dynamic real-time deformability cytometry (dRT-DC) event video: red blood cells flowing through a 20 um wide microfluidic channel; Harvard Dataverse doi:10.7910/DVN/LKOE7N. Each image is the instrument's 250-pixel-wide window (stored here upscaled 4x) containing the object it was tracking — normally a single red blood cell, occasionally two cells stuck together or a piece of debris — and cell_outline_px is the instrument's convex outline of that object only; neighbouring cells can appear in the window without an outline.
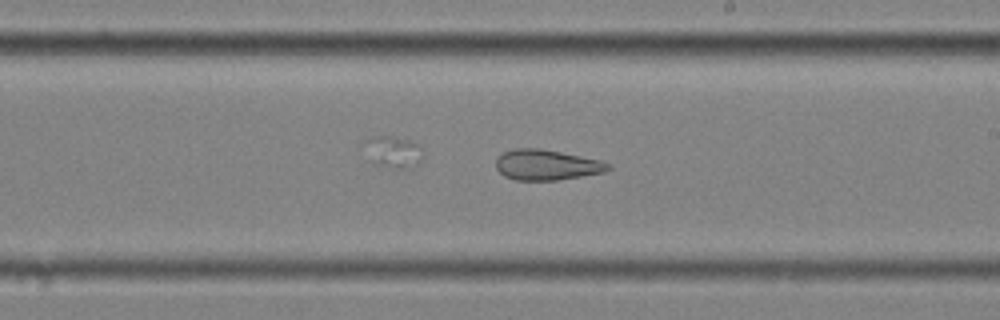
{"species": "common noctule bat (a hibernating species)", "species_latin": "Nyctalus noctula", "temperature_condition": "cold", "stored_images_in_passage": 19, "camera_frame_rate_fps": 3000, "um_per_image_px": 0.085, "animal": {"sex": "female", "body_mass_g": 25.1}, "frame": {"image": 1, "passage_image": 19, "time_ms": 6.0, "image_size_px": [1000, 320], "cell_outline_px": [[612, 168], [604, 172], [556, 180], [516, 180], [504, 176], [496, 168], [496, 160], [504, 152], [516, 148], [540, 148], [600, 160], [608, 164]], "centroid_in_image_um": [46.44, 14.01], "position_along_channel_um": 242.6, "area_um2": 19.65}}